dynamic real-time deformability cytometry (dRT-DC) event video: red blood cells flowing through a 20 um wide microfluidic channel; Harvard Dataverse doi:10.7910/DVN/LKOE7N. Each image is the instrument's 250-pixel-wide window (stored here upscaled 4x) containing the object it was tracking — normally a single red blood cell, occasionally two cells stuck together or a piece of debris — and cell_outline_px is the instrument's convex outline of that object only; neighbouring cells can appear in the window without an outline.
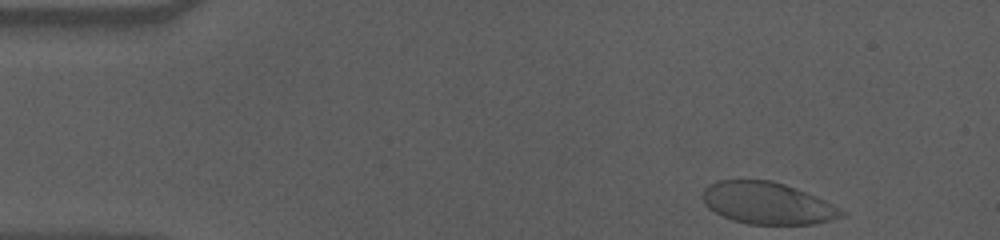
{"species": "human", "species_latin": "Homo sapiens", "temperature_condition": "cold", "stored_images_in_passage": 42, "camera_frame_rate_fps": 3000, "um_per_image_px": 0.085, "donor": {"sex": "male"}, "frame": {"image": 1, "passage_image": 1, "time_ms": 0.0, "image_size_px": [1000, 240], "cell_outline_px": [[848, 212], [844, 216], [816, 224], [748, 224], [732, 220], [708, 208], [704, 204], [704, 188], [708, 184], [716, 180], [772, 180], [796, 188], [824, 200]], "centroid_in_image_um": [65.24, 17.27], "position_along_channel_um": 19.8, "area_um2": 33.87}}
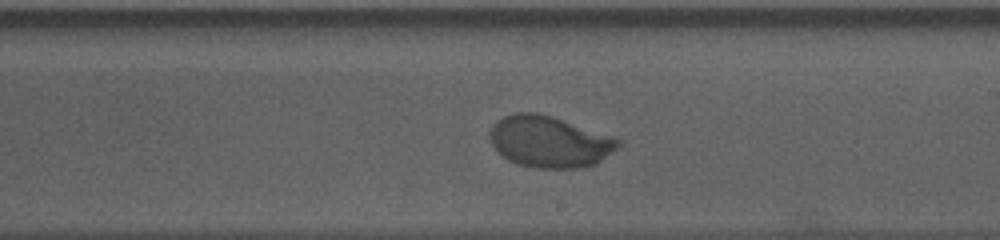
{"frame": {"image": 2, "passage_image": 28, "time_ms": 9.0, "image_size_px": [1000, 240], "cell_outline_px": [[620, 144], [616, 148], [596, 164], [580, 168], [536, 168], [520, 164], [508, 160], [488, 140], [488, 132], [492, 124], [496, 120], [504, 116], [516, 112], [536, 112], [552, 116], [620, 140]], "centroid_in_image_um": [46.63, 12.04], "position_along_channel_um": 242.4, "area_um2": 38.09}}
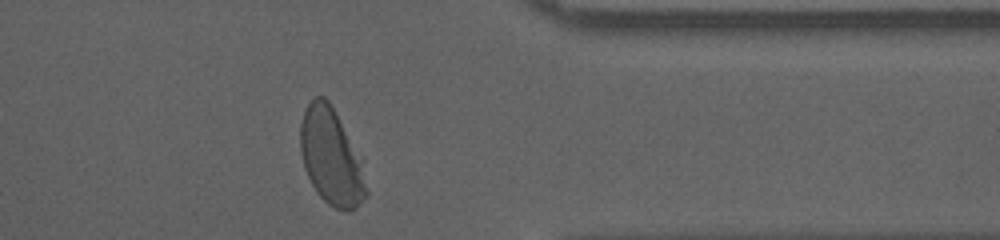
{"frame": {"image": 3, "passage_image": 41, "time_ms": 13.333, "image_size_px": [1000, 240], "cell_outline_px": [[368, 192], [364, 200], [352, 212], [348, 212], [336, 208], [328, 204], [316, 192], [304, 168], [300, 152], [300, 124], [304, 112], [308, 104], [316, 96], [324, 96], [328, 100], [364, 160]], "centroid_in_image_um": [28.19, 13.37], "position_along_channel_um": 383.2, "area_um2": 37.57}, "authors_computed_cell_mechanics": {"area_um2": 37.7723, "velocity_mm_per_s": 3.5232, "shape_relaxation_time_tau1_ms": 4.7198, "shape_relaxation_time_tau2_ms": null, "deformation_change_tau1": 0.1767, "deformation_change_tau2": null}}